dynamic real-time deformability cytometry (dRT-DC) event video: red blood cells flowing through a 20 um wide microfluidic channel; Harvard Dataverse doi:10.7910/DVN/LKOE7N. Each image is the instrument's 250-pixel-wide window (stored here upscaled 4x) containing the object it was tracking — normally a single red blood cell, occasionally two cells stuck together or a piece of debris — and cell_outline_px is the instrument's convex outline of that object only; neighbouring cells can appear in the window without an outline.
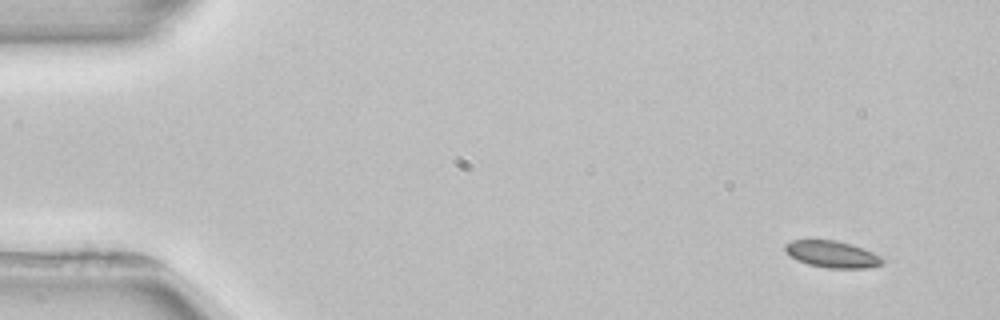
{"species": "common noctule bat (a hibernating species)", "species_latin": "Nyctalus noctula", "temperature_condition": "room temperature", "stored_images_in_passage": 5, "camera_frame_rate_fps": 3000, "um_per_image_px": 0.085, "animal": {"sex": "female", "body_mass_g": 22.7, "forearm_length_mm": 54.2}, "frame": {"image": 1, "passage_image": 1, "time_ms": 0.0, "image_size_px": [1000, 320], "cell_outline_px": [[884, 264], [864, 268], [828, 268], [808, 264], [796, 260], [784, 248], [784, 244], [792, 240], [836, 240], [852, 244], [864, 248], [884, 256]], "centroid_in_image_um": [70.8, 21.6], "position_along_channel_um": 14.2, "area_um2": 15.32}}
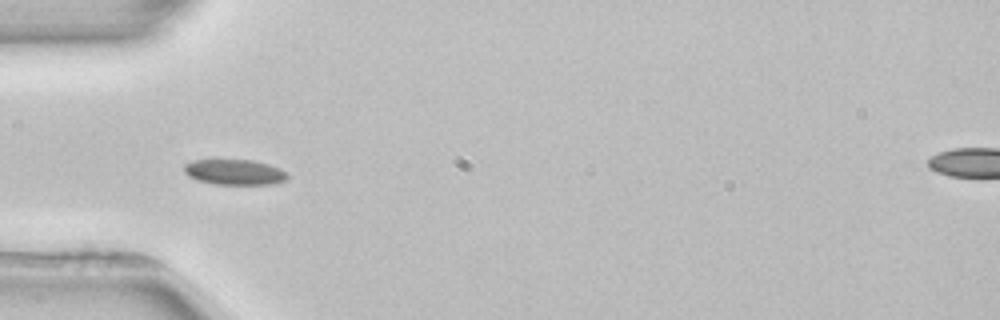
{"frame": {"image": 2, "passage_image": 4, "time_ms": 4.333, "image_size_px": [1000, 320], "cell_outline_px": [[288, 176], [284, 180], [272, 184], [212, 184], [196, 180], [188, 176], [184, 172], [184, 164], [192, 160], [216, 156], [252, 160], [268, 164], [280, 168], [288, 172]], "centroid_in_image_um": [19.85, 14.57], "position_along_channel_um": 65.2, "area_um2": 16.24}}